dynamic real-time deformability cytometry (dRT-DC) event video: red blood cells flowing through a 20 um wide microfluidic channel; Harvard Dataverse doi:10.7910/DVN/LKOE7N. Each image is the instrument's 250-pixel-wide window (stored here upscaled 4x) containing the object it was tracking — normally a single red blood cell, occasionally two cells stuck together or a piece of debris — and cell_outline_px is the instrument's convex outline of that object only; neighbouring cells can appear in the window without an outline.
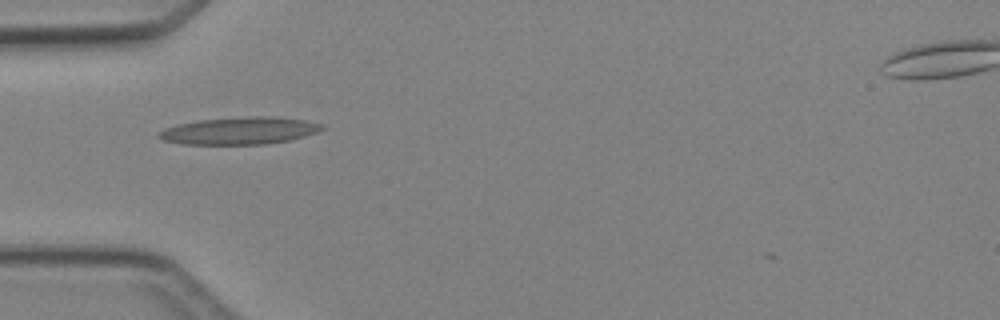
{"species": "Egyptian fruit bat (a non-hibernating species)", "species_latin": "Rousettus aegyptiacus", "temperature_condition": "cold", "stored_images_in_passage": 4, "camera_frame_rate_fps": 3000, "um_per_image_px": 0.085, "animal": {"sex": "female"}, "frame": {"image": 1, "passage_image": 4, "time_ms": 3.667, "image_size_px": [1000, 320], "cell_outline_px": [[324, 128], [316, 132], [292, 140], [264, 144], [180, 144], [160, 140], [156, 136], [156, 132], [164, 128], [176, 124], [200, 120], [252, 116], [268, 116], [304, 120], [324, 124]], "centroid_in_image_um": [20.3, 11.12], "position_along_channel_um": 64.7, "area_um2": 26.07}}